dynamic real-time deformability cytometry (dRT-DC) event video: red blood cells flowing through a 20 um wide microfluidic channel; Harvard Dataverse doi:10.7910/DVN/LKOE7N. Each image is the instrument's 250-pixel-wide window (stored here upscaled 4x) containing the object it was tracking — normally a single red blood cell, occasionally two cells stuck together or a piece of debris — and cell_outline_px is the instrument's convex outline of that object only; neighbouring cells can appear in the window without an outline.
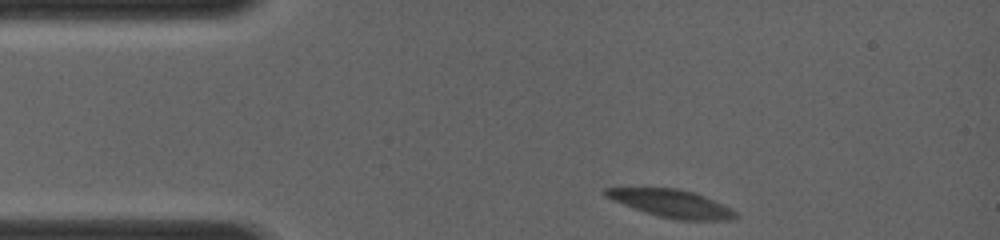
{"species": "common noctule bat (a hibernating species)", "species_latin": "Nyctalus noctula", "temperature_condition": "room temperature", "stored_images_in_passage": 3, "camera_frame_rate_fps": 4000, "um_per_image_px": 0.085, "animal": {"sex": "female", "body_mass_g": 19.0, "forearm_length_mm": 56.7}, "frame": {"image": 1, "passage_image": 1, "time_ms": 0.0, "image_size_px": [1000, 240], "cell_outline_px": [[740, 216], [732, 220], [680, 220], [660, 216], [644, 212], [632, 208], [604, 196], [604, 188], [680, 188], [696, 192], [732, 208]], "centroid_in_image_um": [57.13, 17.29], "position_along_channel_um": 27.9, "area_um2": 21.1}}